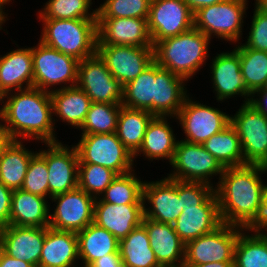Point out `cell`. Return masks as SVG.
I'll use <instances>...</instances> for the list:
<instances>
[{
  "label": "cell",
  "instance_id": "obj_1",
  "mask_svg": "<svg viewBox=\"0 0 267 267\" xmlns=\"http://www.w3.org/2000/svg\"><path fill=\"white\" fill-rule=\"evenodd\" d=\"M266 171L261 165L250 164L224 168L215 185L222 223L260 230L264 185L260 175Z\"/></svg>",
  "mask_w": 267,
  "mask_h": 267
},
{
  "label": "cell",
  "instance_id": "obj_2",
  "mask_svg": "<svg viewBox=\"0 0 267 267\" xmlns=\"http://www.w3.org/2000/svg\"><path fill=\"white\" fill-rule=\"evenodd\" d=\"M17 92H14V95L7 93L4 97L7 102L5 100V104L0 108V119L5 123L0 125L9 133L11 139L18 141L34 138L45 144L58 142L53 124L55 120L52 119L50 93L35 87Z\"/></svg>",
  "mask_w": 267,
  "mask_h": 267
},
{
  "label": "cell",
  "instance_id": "obj_3",
  "mask_svg": "<svg viewBox=\"0 0 267 267\" xmlns=\"http://www.w3.org/2000/svg\"><path fill=\"white\" fill-rule=\"evenodd\" d=\"M209 43L210 38L193 27L177 36L158 41L154 45V61L161 68L188 81L208 57Z\"/></svg>",
  "mask_w": 267,
  "mask_h": 267
},
{
  "label": "cell",
  "instance_id": "obj_4",
  "mask_svg": "<svg viewBox=\"0 0 267 267\" xmlns=\"http://www.w3.org/2000/svg\"><path fill=\"white\" fill-rule=\"evenodd\" d=\"M44 25L40 40L81 61L96 54L97 19H40Z\"/></svg>",
  "mask_w": 267,
  "mask_h": 267
},
{
  "label": "cell",
  "instance_id": "obj_5",
  "mask_svg": "<svg viewBox=\"0 0 267 267\" xmlns=\"http://www.w3.org/2000/svg\"><path fill=\"white\" fill-rule=\"evenodd\" d=\"M74 146L79 163L102 165L117 175L134 171V156L119 140L116 132L81 135L80 141Z\"/></svg>",
  "mask_w": 267,
  "mask_h": 267
},
{
  "label": "cell",
  "instance_id": "obj_6",
  "mask_svg": "<svg viewBox=\"0 0 267 267\" xmlns=\"http://www.w3.org/2000/svg\"><path fill=\"white\" fill-rule=\"evenodd\" d=\"M246 5L247 0H224L221 3L203 7L193 15L194 28L210 39L213 35L236 43L242 35Z\"/></svg>",
  "mask_w": 267,
  "mask_h": 267
},
{
  "label": "cell",
  "instance_id": "obj_7",
  "mask_svg": "<svg viewBox=\"0 0 267 267\" xmlns=\"http://www.w3.org/2000/svg\"><path fill=\"white\" fill-rule=\"evenodd\" d=\"M33 56V87L51 92L52 85L70 83L67 87L77 84L78 64L76 58L59 52L41 41L32 47ZM67 82V83H66Z\"/></svg>",
  "mask_w": 267,
  "mask_h": 267
},
{
  "label": "cell",
  "instance_id": "obj_8",
  "mask_svg": "<svg viewBox=\"0 0 267 267\" xmlns=\"http://www.w3.org/2000/svg\"><path fill=\"white\" fill-rule=\"evenodd\" d=\"M239 136L244 165H261L267 169V117L250 103L242 104L231 117Z\"/></svg>",
  "mask_w": 267,
  "mask_h": 267
},
{
  "label": "cell",
  "instance_id": "obj_9",
  "mask_svg": "<svg viewBox=\"0 0 267 267\" xmlns=\"http://www.w3.org/2000/svg\"><path fill=\"white\" fill-rule=\"evenodd\" d=\"M173 173L167 178L183 182H202L209 185L212 175L219 174V180L224 168L203 146L178 140L172 162ZM211 177V178H210ZM210 178V179H209Z\"/></svg>",
  "mask_w": 267,
  "mask_h": 267
},
{
  "label": "cell",
  "instance_id": "obj_10",
  "mask_svg": "<svg viewBox=\"0 0 267 267\" xmlns=\"http://www.w3.org/2000/svg\"><path fill=\"white\" fill-rule=\"evenodd\" d=\"M244 228L222 223L214 231L185 244L183 264L234 262L235 245Z\"/></svg>",
  "mask_w": 267,
  "mask_h": 267
},
{
  "label": "cell",
  "instance_id": "obj_11",
  "mask_svg": "<svg viewBox=\"0 0 267 267\" xmlns=\"http://www.w3.org/2000/svg\"><path fill=\"white\" fill-rule=\"evenodd\" d=\"M76 85L92 102L122 104L124 87L97 53L79 61Z\"/></svg>",
  "mask_w": 267,
  "mask_h": 267
},
{
  "label": "cell",
  "instance_id": "obj_12",
  "mask_svg": "<svg viewBox=\"0 0 267 267\" xmlns=\"http://www.w3.org/2000/svg\"><path fill=\"white\" fill-rule=\"evenodd\" d=\"M176 118L186 135L183 141L204 144L212 135L231 124V116L217 108L192 101L187 96Z\"/></svg>",
  "mask_w": 267,
  "mask_h": 267
},
{
  "label": "cell",
  "instance_id": "obj_13",
  "mask_svg": "<svg viewBox=\"0 0 267 267\" xmlns=\"http://www.w3.org/2000/svg\"><path fill=\"white\" fill-rule=\"evenodd\" d=\"M51 200L57 206L54 213L49 214V227L78 233L94 222L96 198L79 187L53 196Z\"/></svg>",
  "mask_w": 267,
  "mask_h": 267
},
{
  "label": "cell",
  "instance_id": "obj_14",
  "mask_svg": "<svg viewBox=\"0 0 267 267\" xmlns=\"http://www.w3.org/2000/svg\"><path fill=\"white\" fill-rule=\"evenodd\" d=\"M96 53L123 86L138 77L154 61V47L97 45Z\"/></svg>",
  "mask_w": 267,
  "mask_h": 267
},
{
  "label": "cell",
  "instance_id": "obj_15",
  "mask_svg": "<svg viewBox=\"0 0 267 267\" xmlns=\"http://www.w3.org/2000/svg\"><path fill=\"white\" fill-rule=\"evenodd\" d=\"M193 13L184 0H152L148 29L153 45L194 27Z\"/></svg>",
  "mask_w": 267,
  "mask_h": 267
},
{
  "label": "cell",
  "instance_id": "obj_16",
  "mask_svg": "<svg viewBox=\"0 0 267 267\" xmlns=\"http://www.w3.org/2000/svg\"><path fill=\"white\" fill-rule=\"evenodd\" d=\"M47 150L38 153L45 159L48 168L49 198L78 187V153L61 142L46 143Z\"/></svg>",
  "mask_w": 267,
  "mask_h": 267
},
{
  "label": "cell",
  "instance_id": "obj_17",
  "mask_svg": "<svg viewBox=\"0 0 267 267\" xmlns=\"http://www.w3.org/2000/svg\"><path fill=\"white\" fill-rule=\"evenodd\" d=\"M97 45L154 47L148 18H97Z\"/></svg>",
  "mask_w": 267,
  "mask_h": 267
},
{
  "label": "cell",
  "instance_id": "obj_18",
  "mask_svg": "<svg viewBox=\"0 0 267 267\" xmlns=\"http://www.w3.org/2000/svg\"><path fill=\"white\" fill-rule=\"evenodd\" d=\"M146 200L152 206L146 208ZM144 217L157 222L173 224L183 209L178 197V180L164 178L143 184Z\"/></svg>",
  "mask_w": 267,
  "mask_h": 267
},
{
  "label": "cell",
  "instance_id": "obj_19",
  "mask_svg": "<svg viewBox=\"0 0 267 267\" xmlns=\"http://www.w3.org/2000/svg\"><path fill=\"white\" fill-rule=\"evenodd\" d=\"M46 227L8 225L0 228L2 251L38 267L45 240Z\"/></svg>",
  "mask_w": 267,
  "mask_h": 267
},
{
  "label": "cell",
  "instance_id": "obj_20",
  "mask_svg": "<svg viewBox=\"0 0 267 267\" xmlns=\"http://www.w3.org/2000/svg\"><path fill=\"white\" fill-rule=\"evenodd\" d=\"M99 199V200H98ZM144 204H111L99 197L94 204V222L108 230L119 241L142 224Z\"/></svg>",
  "mask_w": 267,
  "mask_h": 267
},
{
  "label": "cell",
  "instance_id": "obj_21",
  "mask_svg": "<svg viewBox=\"0 0 267 267\" xmlns=\"http://www.w3.org/2000/svg\"><path fill=\"white\" fill-rule=\"evenodd\" d=\"M212 61L211 79L217 100L222 101L234 95H241L246 97L244 104L249 103L251 93L244 84L239 53L235 49L232 52H223L217 54Z\"/></svg>",
  "mask_w": 267,
  "mask_h": 267
},
{
  "label": "cell",
  "instance_id": "obj_22",
  "mask_svg": "<svg viewBox=\"0 0 267 267\" xmlns=\"http://www.w3.org/2000/svg\"><path fill=\"white\" fill-rule=\"evenodd\" d=\"M150 247L162 267H182L185 256V243L177 235L173 224H166L143 217Z\"/></svg>",
  "mask_w": 267,
  "mask_h": 267
},
{
  "label": "cell",
  "instance_id": "obj_23",
  "mask_svg": "<svg viewBox=\"0 0 267 267\" xmlns=\"http://www.w3.org/2000/svg\"><path fill=\"white\" fill-rule=\"evenodd\" d=\"M184 77L161 68L155 62V116L176 117L187 96Z\"/></svg>",
  "mask_w": 267,
  "mask_h": 267
},
{
  "label": "cell",
  "instance_id": "obj_24",
  "mask_svg": "<svg viewBox=\"0 0 267 267\" xmlns=\"http://www.w3.org/2000/svg\"><path fill=\"white\" fill-rule=\"evenodd\" d=\"M76 259L79 260L76 233L46 227L38 267H75Z\"/></svg>",
  "mask_w": 267,
  "mask_h": 267
},
{
  "label": "cell",
  "instance_id": "obj_25",
  "mask_svg": "<svg viewBox=\"0 0 267 267\" xmlns=\"http://www.w3.org/2000/svg\"><path fill=\"white\" fill-rule=\"evenodd\" d=\"M222 224L218 205L183 207L173 223L177 235L186 244L204 234L210 233Z\"/></svg>",
  "mask_w": 267,
  "mask_h": 267
},
{
  "label": "cell",
  "instance_id": "obj_26",
  "mask_svg": "<svg viewBox=\"0 0 267 267\" xmlns=\"http://www.w3.org/2000/svg\"><path fill=\"white\" fill-rule=\"evenodd\" d=\"M0 86L6 94L15 89L33 87L32 47L16 49L0 56Z\"/></svg>",
  "mask_w": 267,
  "mask_h": 267
},
{
  "label": "cell",
  "instance_id": "obj_27",
  "mask_svg": "<svg viewBox=\"0 0 267 267\" xmlns=\"http://www.w3.org/2000/svg\"><path fill=\"white\" fill-rule=\"evenodd\" d=\"M46 199L22 189L13 190L9 225L49 227L50 205Z\"/></svg>",
  "mask_w": 267,
  "mask_h": 267
},
{
  "label": "cell",
  "instance_id": "obj_28",
  "mask_svg": "<svg viewBox=\"0 0 267 267\" xmlns=\"http://www.w3.org/2000/svg\"><path fill=\"white\" fill-rule=\"evenodd\" d=\"M53 115L57 114L63 122L81 128L92 101L77 85L52 89L50 92Z\"/></svg>",
  "mask_w": 267,
  "mask_h": 267
},
{
  "label": "cell",
  "instance_id": "obj_29",
  "mask_svg": "<svg viewBox=\"0 0 267 267\" xmlns=\"http://www.w3.org/2000/svg\"><path fill=\"white\" fill-rule=\"evenodd\" d=\"M167 117L155 116L147 126L143 143L134 155L144 154L148 160L166 158L171 163L174 157L177 140Z\"/></svg>",
  "mask_w": 267,
  "mask_h": 267
},
{
  "label": "cell",
  "instance_id": "obj_30",
  "mask_svg": "<svg viewBox=\"0 0 267 267\" xmlns=\"http://www.w3.org/2000/svg\"><path fill=\"white\" fill-rule=\"evenodd\" d=\"M78 239V255L83 267H89L95 260L108 255L119 254V240L108 230L89 224L76 233Z\"/></svg>",
  "mask_w": 267,
  "mask_h": 267
},
{
  "label": "cell",
  "instance_id": "obj_31",
  "mask_svg": "<svg viewBox=\"0 0 267 267\" xmlns=\"http://www.w3.org/2000/svg\"><path fill=\"white\" fill-rule=\"evenodd\" d=\"M34 154L26 150L21 140H12L0 158V182L12 190L21 189Z\"/></svg>",
  "mask_w": 267,
  "mask_h": 267
},
{
  "label": "cell",
  "instance_id": "obj_32",
  "mask_svg": "<svg viewBox=\"0 0 267 267\" xmlns=\"http://www.w3.org/2000/svg\"><path fill=\"white\" fill-rule=\"evenodd\" d=\"M119 254L124 267H162L150 247L147 230L142 224L119 241Z\"/></svg>",
  "mask_w": 267,
  "mask_h": 267
},
{
  "label": "cell",
  "instance_id": "obj_33",
  "mask_svg": "<svg viewBox=\"0 0 267 267\" xmlns=\"http://www.w3.org/2000/svg\"><path fill=\"white\" fill-rule=\"evenodd\" d=\"M154 117L147 110L121 107L117 119L116 134L133 156L140 149L147 126Z\"/></svg>",
  "mask_w": 267,
  "mask_h": 267
},
{
  "label": "cell",
  "instance_id": "obj_34",
  "mask_svg": "<svg viewBox=\"0 0 267 267\" xmlns=\"http://www.w3.org/2000/svg\"><path fill=\"white\" fill-rule=\"evenodd\" d=\"M123 87L122 106L147 110L155 116V61Z\"/></svg>",
  "mask_w": 267,
  "mask_h": 267
},
{
  "label": "cell",
  "instance_id": "obj_35",
  "mask_svg": "<svg viewBox=\"0 0 267 267\" xmlns=\"http://www.w3.org/2000/svg\"><path fill=\"white\" fill-rule=\"evenodd\" d=\"M203 146L223 168L244 165L239 136L231 124L223 131L212 135Z\"/></svg>",
  "mask_w": 267,
  "mask_h": 267
},
{
  "label": "cell",
  "instance_id": "obj_36",
  "mask_svg": "<svg viewBox=\"0 0 267 267\" xmlns=\"http://www.w3.org/2000/svg\"><path fill=\"white\" fill-rule=\"evenodd\" d=\"M243 229L239 235L234 251V267H267V235L256 229L246 235ZM256 233V234H255Z\"/></svg>",
  "mask_w": 267,
  "mask_h": 267
},
{
  "label": "cell",
  "instance_id": "obj_37",
  "mask_svg": "<svg viewBox=\"0 0 267 267\" xmlns=\"http://www.w3.org/2000/svg\"><path fill=\"white\" fill-rule=\"evenodd\" d=\"M235 50L239 53L241 74L247 90L263 89L267 83V52L245 47L243 44Z\"/></svg>",
  "mask_w": 267,
  "mask_h": 267
},
{
  "label": "cell",
  "instance_id": "obj_38",
  "mask_svg": "<svg viewBox=\"0 0 267 267\" xmlns=\"http://www.w3.org/2000/svg\"><path fill=\"white\" fill-rule=\"evenodd\" d=\"M133 172L117 175L102 193L100 199L111 204H144V182L134 176Z\"/></svg>",
  "mask_w": 267,
  "mask_h": 267
},
{
  "label": "cell",
  "instance_id": "obj_39",
  "mask_svg": "<svg viewBox=\"0 0 267 267\" xmlns=\"http://www.w3.org/2000/svg\"><path fill=\"white\" fill-rule=\"evenodd\" d=\"M122 104L92 102L81 126L82 135L115 133Z\"/></svg>",
  "mask_w": 267,
  "mask_h": 267
},
{
  "label": "cell",
  "instance_id": "obj_40",
  "mask_svg": "<svg viewBox=\"0 0 267 267\" xmlns=\"http://www.w3.org/2000/svg\"><path fill=\"white\" fill-rule=\"evenodd\" d=\"M92 0H49L39 12L40 19H97V9L89 13Z\"/></svg>",
  "mask_w": 267,
  "mask_h": 267
},
{
  "label": "cell",
  "instance_id": "obj_41",
  "mask_svg": "<svg viewBox=\"0 0 267 267\" xmlns=\"http://www.w3.org/2000/svg\"><path fill=\"white\" fill-rule=\"evenodd\" d=\"M116 176L114 171L102 165L78 163V187L95 198L102 195Z\"/></svg>",
  "mask_w": 267,
  "mask_h": 267
},
{
  "label": "cell",
  "instance_id": "obj_42",
  "mask_svg": "<svg viewBox=\"0 0 267 267\" xmlns=\"http://www.w3.org/2000/svg\"><path fill=\"white\" fill-rule=\"evenodd\" d=\"M152 0H105L97 18H148Z\"/></svg>",
  "mask_w": 267,
  "mask_h": 267
},
{
  "label": "cell",
  "instance_id": "obj_43",
  "mask_svg": "<svg viewBox=\"0 0 267 267\" xmlns=\"http://www.w3.org/2000/svg\"><path fill=\"white\" fill-rule=\"evenodd\" d=\"M214 186L202 182L178 181V197L181 208L199 205H218Z\"/></svg>",
  "mask_w": 267,
  "mask_h": 267
},
{
  "label": "cell",
  "instance_id": "obj_44",
  "mask_svg": "<svg viewBox=\"0 0 267 267\" xmlns=\"http://www.w3.org/2000/svg\"><path fill=\"white\" fill-rule=\"evenodd\" d=\"M23 191L49 198L48 168L45 159L35 151L21 186Z\"/></svg>",
  "mask_w": 267,
  "mask_h": 267
},
{
  "label": "cell",
  "instance_id": "obj_45",
  "mask_svg": "<svg viewBox=\"0 0 267 267\" xmlns=\"http://www.w3.org/2000/svg\"><path fill=\"white\" fill-rule=\"evenodd\" d=\"M245 47L267 52V14L256 6Z\"/></svg>",
  "mask_w": 267,
  "mask_h": 267
},
{
  "label": "cell",
  "instance_id": "obj_46",
  "mask_svg": "<svg viewBox=\"0 0 267 267\" xmlns=\"http://www.w3.org/2000/svg\"><path fill=\"white\" fill-rule=\"evenodd\" d=\"M13 190L0 182V228L9 225Z\"/></svg>",
  "mask_w": 267,
  "mask_h": 267
},
{
  "label": "cell",
  "instance_id": "obj_47",
  "mask_svg": "<svg viewBox=\"0 0 267 267\" xmlns=\"http://www.w3.org/2000/svg\"><path fill=\"white\" fill-rule=\"evenodd\" d=\"M89 267H124L120 254H108L95 260Z\"/></svg>",
  "mask_w": 267,
  "mask_h": 267
},
{
  "label": "cell",
  "instance_id": "obj_48",
  "mask_svg": "<svg viewBox=\"0 0 267 267\" xmlns=\"http://www.w3.org/2000/svg\"><path fill=\"white\" fill-rule=\"evenodd\" d=\"M257 94L258 98H253ZM261 94V95H260ZM249 103L259 112L264 114L267 117V91H264L263 89H259L254 91L251 94Z\"/></svg>",
  "mask_w": 267,
  "mask_h": 267
},
{
  "label": "cell",
  "instance_id": "obj_49",
  "mask_svg": "<svg viewBox=\"0 0 267 267\" xmlns=\"http://www.w3.org/2000/svg\"><path fill=\"white\" fill-rule=\"evenodd\" d=\"M0 267H34L32 264L5 254L1 248Z\"/></svg>",
  "mask_w": 267,
  "mask_h": 267
},
{
  "label": "cell",
  "instance_id": "obj_50",
  "mask_svg": "<svg viewBox=\"0 0 267 267\" xmlns=\"http://www.w3.org/2000/svg\"><path fill=\"white\" fill-rule=\"evenodd\" d=\"M223 1L224 0H184L193 14L203 7L221 3Z\"/></svg>",
  "mask_w": 267,
  "mask_h": 267
},
{
  "label": "cell",
  "instance_id": "obj_51",
  "mask_svg": "<svg viewBox=\"0 0 267 267\" xmlns=\"http://www.w3.org/2000/svg\"><path fill=\"white\" fill-rule=\"evenodd\" d=\"M267 226V184L263 185L262 192V211L260 214V231Z\"/></svg>",
  "mask_w": 267,
  "mask_h": 267
},
{
  "label": "cell",
  "instance_id": "obj_52",
  "mask_svg": "<svg viewBox=\"0 0 267 267\" xmlns=\"http://www.w3.org/2000/svg\"><path fill=\"white\" fill-rule=\"evenodd\" d=\"M234 262H208L204 264H183L182 267H234Z\"/></svg>",
  "mask_w": 267,
  "mask_h": 267
},
{
  "label": "cell",
  "instance_id": "obj_53",
  "mask_svg": "<svg viewBox=\"0 0 267 267\" xmlns=\"http://www.w3.org/2000/svg\"><path fill=\"white\" fill-rule=\"evenodd\" d=\"M12 141L9 133L0 125V158L3 153V150L9 145Z\"/></svg>",
  "mask_w": 267,
  "mask_h": 267
},
{
  "label": "cell",
  "instance_id": "obj_54",
  "mask_svg": "<svg viewBox=\"0 0 267 267\" xmlns=\"http://www.w3.org/2000/svg\"><path fill=\"white\" fill-rule=\"evenodd\" d=\"M255 6L263 13L267 14V0H256Z\"/></svg>",
  "mask_w": 267,
  "mask_h": 267
},
{
  "label": "cell",
  "instance_id": "obj_55",
  "mask_svg": "<svg viewBox=\"0 0 267 267\" xmlns=\"http://www.w3.org/2000/svg\"><path fill=\"white\" fill-rule=\"evenodd\" d=\"M3 9H5V8H2L1 6H0V30L2 29V27H1V25L3 24V23H5V19L7 18V16H5L6 14H5V12L3 11Z\"/></svg>",
  "mask_w": 267,
  "mask_h": 267
},
{
  "label": "cell",
  "instance_id": "obj_56",
  "mask_svg": "<svg viewBox=\"0 0 267 267\" xmlns=\"http://www.w3.org/2000/svg\"><path fill=\"white\" fill-rule=\"evenodd\" d=\"M6 96V93L2 90L1 86H0V101H4V97Z\"/></svg>",
  "mask_w": 267,
  "mask_h": 267
},
{
  "label": "cell",
  "instance_id": "obj_57",
  "mask_svg": "<svg viewBox=\"0 0 267 267\" xmlns=\"http://www.w3.org/2000/svg\"><path fill=\"white\" fill-rule=\"evenodd\" d=\"M11 0H0V6L3 8L5 4H9Z\"/></svg>",
  "mask_w": 267,
  "mask_h": 267
},
{
  "label": "cell",
  "instance_id": "obj_58",
  "mask_svg": "<svg viewBox=\"0 0 267 267\" xmlns=\"http://www.w3.org/2000/svg\"><path fill=\"white\" fill-rule=\"evenodd\" d=\"M264 91H267V83L265 85V87L263 88Z\"/></svg>",
  "mask_w": 267,
  "mask_h": 267
},
{
  "label": "cell",
  "instance_id": "obj_59",
  "mask_svg": "<svg viewBox=\"0 0 267 267\" xmlns=\"http://www.w3.org/2000/svg\"><path fill=\"white\" fill-rule=\"evenodd\" d=\"M265 230L267 231V226L263 229V231H265ZM265 234L267 235V233H265Z\"/></svg>",
  "mask_w": 267,
  "mask_h": 267
}]
</instances>
